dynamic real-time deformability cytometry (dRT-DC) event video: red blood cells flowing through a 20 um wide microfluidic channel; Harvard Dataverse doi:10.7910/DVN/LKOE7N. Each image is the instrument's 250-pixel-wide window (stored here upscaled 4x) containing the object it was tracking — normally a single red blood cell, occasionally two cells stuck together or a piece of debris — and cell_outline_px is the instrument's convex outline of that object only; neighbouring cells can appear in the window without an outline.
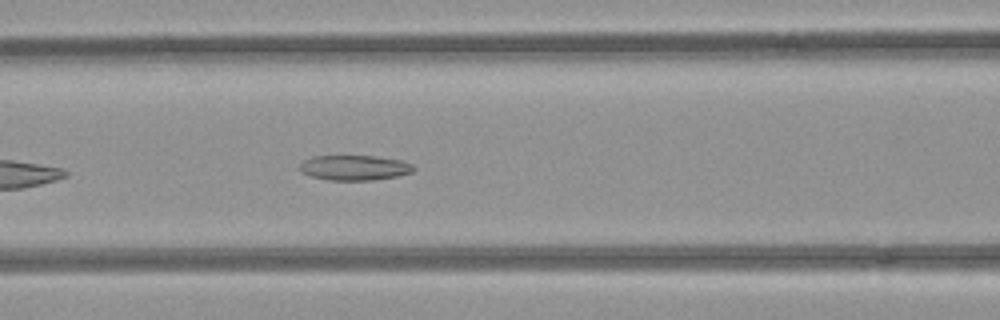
{"species": "common noctule bat (a hibernating species)", "species_latin": "Nyctalus noctula", "temperature_condition": "room temperature", "stored_images_in_passage": 40, "camera_frame_rate_fps": 3000, "um_per_image_px": 0.085, "animal": {"sex": "female", "body_mass_g": 21.9}, "frame": {"image": 1, "passage_image": 9, "time_ms": 2.667, "image_size_px": [1000, 320], "cell_outline_px": [[416, 168], [412, 172], [396, 176], [372, 180], [328, 180], [308, 176], [300, 172], [296, 168], [304, 160], [312, 156], [376, 156], [404, 160], [412, 164]], "centroid_in_image_um": [30.09, 14.25], "position_along_channel_um": 136.5, "area_um2": 16.94}}
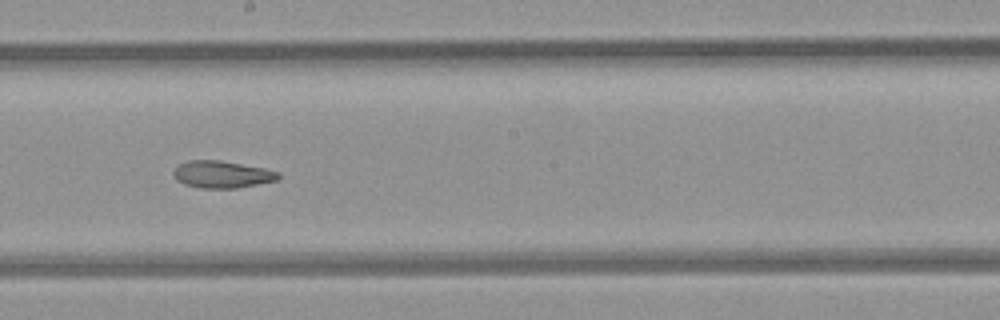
{"frame": {"image": 2, "passage_image": 16, "time_ms": 5.0, "image_size_px": [1000, 320], "cell_outline_px": [[280, 176], [276, 180], [236, 188], [200, 188], [184, 184], [176, 180], [172, 176], [172, 172], [180, 164], [188, 160], [220, 160], [264, 168], [280, 172]], "centroid_in_image_um": [18.84, 14.82], "position_along_channel_um": 229.4, "area_um2": 16.53}}
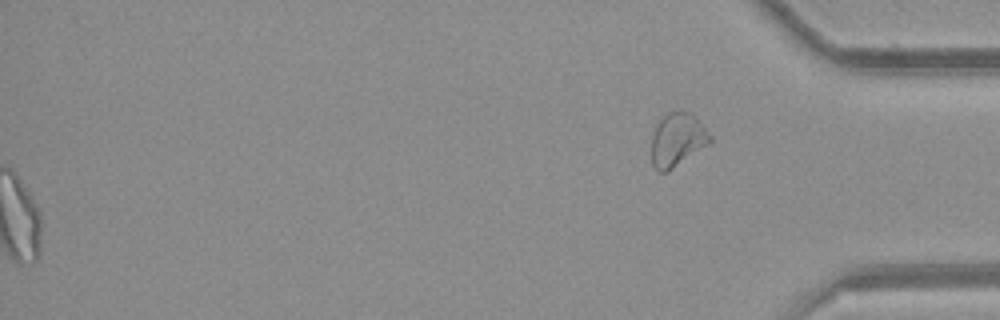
{"frame": {"image": 3, "passage_image": 40, "time_ms": 13.0, "image_size_px": [1000, 320], "cell_outline_px": [[712, 140], [708, 144], [668, 172], [656, 172], [652, 164], [652, 132], [656, 124], [668, 112], [676, 108], [692, 112], [696, 116], [712, 136]], "centroid_in_image_um": [57.57, 11.84], "position_along_channel_um": 377.6, "area_um2": 18.67}, "authors_computed_cell_mechanics": {"area_um2": 18.2359, "velocity_mm_per_s": 3.9777, "shape_relaxation_time_tau1_ms": null, "shape_relaxation_time_tau2_ms": 5.6366, "deformation_change_tau1": null, "deformation_change_tau2": 0.1379}}